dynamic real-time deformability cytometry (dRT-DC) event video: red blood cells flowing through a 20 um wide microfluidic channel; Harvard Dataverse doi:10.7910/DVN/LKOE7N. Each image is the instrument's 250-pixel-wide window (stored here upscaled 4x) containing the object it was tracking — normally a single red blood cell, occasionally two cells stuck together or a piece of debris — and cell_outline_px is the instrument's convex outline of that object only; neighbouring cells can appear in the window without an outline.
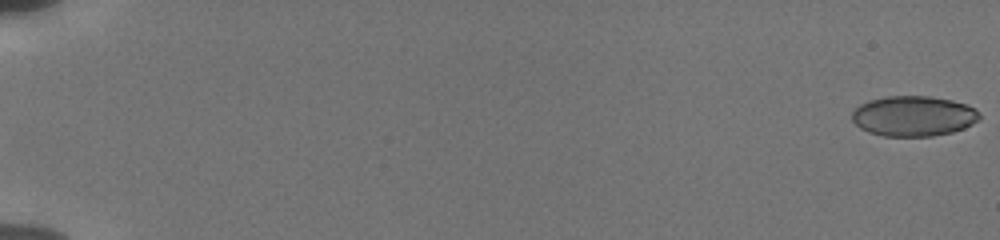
{"species": "human", "species_latin": "Homo sapiens", "temperature_condition": "cold", "stored_images_in_passage": 56, "camera_frame_rate_fps": 3000, "um_per_image_px": 0.085, "donor": {"sex": "male"}, "frame": {"image": 1, "passage_image": 1, "time_ms": 0.0, "image_size_px": [1000, 240], "cell_outline_px": [[980, 116], [972, 124], [964, 128], [952, 132], [932, 136], [884, 136], [868, 132], [860, 128], [852, 120], [852, 112], [860, 104], [868, 100], [884, 96], [932, 96], [952, 100], [968, 104], [976, 108], [980, 112]], "centroid_in_image_um": [77.65, 9.85], "position_along_channel_um": 7.3, "area_um2": 30.17}}
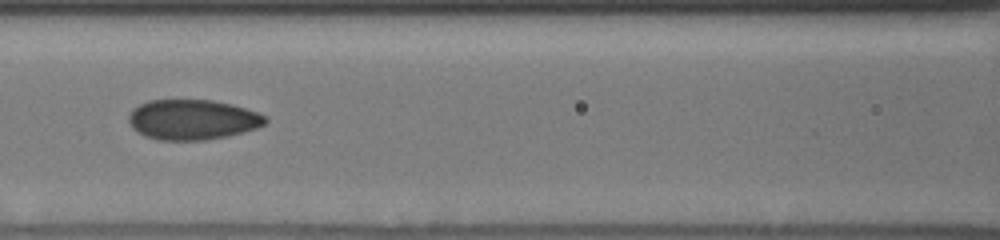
{"frame": {"image": 2, "passage_image": 28, "time_ms": 9.0, "image_size_px": [1000, 240], "cell_outline_px": [[268, 120], [264, 124], [256, 128], [228, 136], [204, 140], [156, 140], [144, 136], [132, 128], [128, 120], [128, 116], [132, 108], [148, 100], [212, 100], [232, 104], [268, 116]], "centroid_in_image_um": [16.34, 10.17], "position_along_channel_um": 150.3, "area_um2": 32.14}}
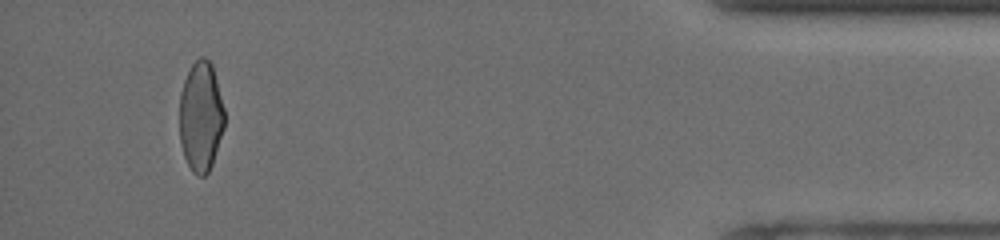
{"frame": {"image": 3, "passage_image": 53, "time_ms": 17.333, "image_size_px": [1000, 240], "cell_outline_px": [[224, 128], [212, 164], [208, 172], [204, 176], [200, 176], [192, 172], [184, 156], [180, 144], [180, 92], [184, 80], [192, 64], [200, 56], [204, 56], [212, 64], [224, 108]], "centroid_in_image_um": [17.07, 9.91], "position_along_channel_um": 418.1, "area_um2": 28.84}, "authors_computed_cell_mechanics": {"area_um2": 31.1253, "velocity_mm_per_s": 3.867, "shape_relaxation_time_tau1_ms": null, "shape_relaxation_time_tau2_ms": 1.1905, "deformation_change_tau1": null, "deformation_change_tau2": 0.0647}}